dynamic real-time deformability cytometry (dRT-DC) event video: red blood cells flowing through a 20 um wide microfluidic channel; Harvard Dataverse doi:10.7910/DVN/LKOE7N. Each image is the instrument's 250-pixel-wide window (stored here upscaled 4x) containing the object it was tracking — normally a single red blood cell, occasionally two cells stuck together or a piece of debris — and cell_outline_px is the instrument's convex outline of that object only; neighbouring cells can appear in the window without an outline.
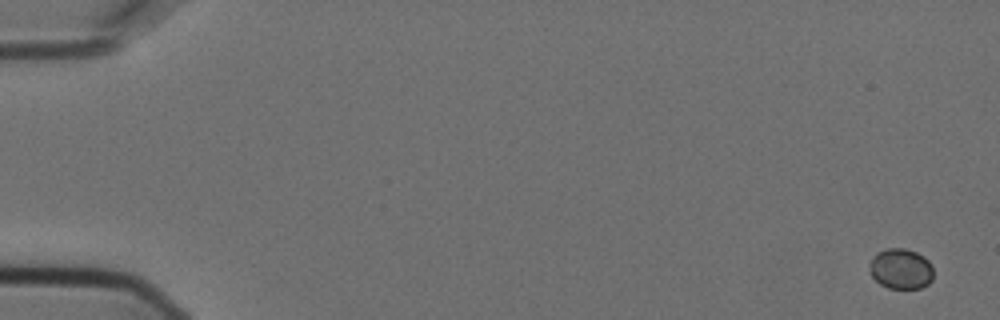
{"species": "Egyptian fruit bat (a non-hibernating species)", "species_latin": "Rousettus aegyptiacus", "temperature_condition": "cold", "stored_images_in_passage": 7, "camera_frame_rate_fps": 3000, "um_per_image_px": 0.085, "animal": {"sex": "female"}, "frame": {"image": 1, "passage_image": 1, "time_ms": 0.0, "image_size_px": [1000, 320], "cell_outline_px": [[932, 280], [928, 284], [920, 288], [888, 288], [880, 284], [872, 276], [868, 264], [872, 256], [876, 252], [888, 248], [904, 248], [916, 252], [924, 256], [932, 264]], "centroid_in_image_um": [76.56, 22.83], "position_along_channel_um": 8.4, "area_um2": 15.2}}
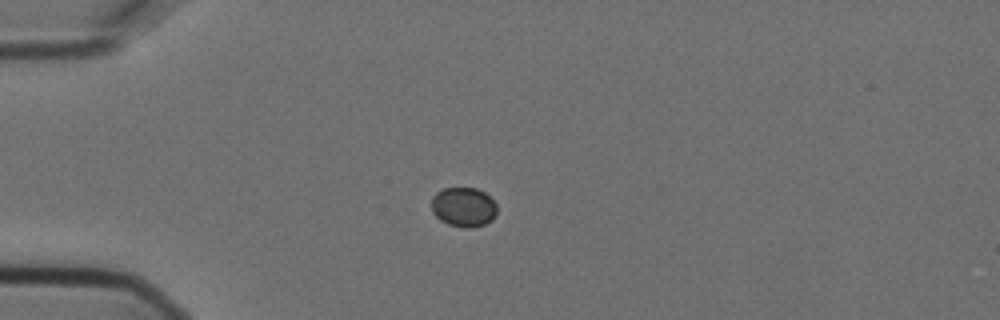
{"frame": {"image": 2, "passage_image": 5, "time_ms": 1.333, "image_size_px": [1000, 320], "cell_outline_px": [[496, 216], [492, 220], [484, 224], [472, 228], [464, 228], [448, 224], [440, 220], [432, 212], [432, 196], [436, 192], [444, 188], [476, 188], [484, 192], [496, 204]], "centroid_in_image_um": [39.39, 17.6], "position_along_channel_um": 45.6, "area_um2": 15.14}}
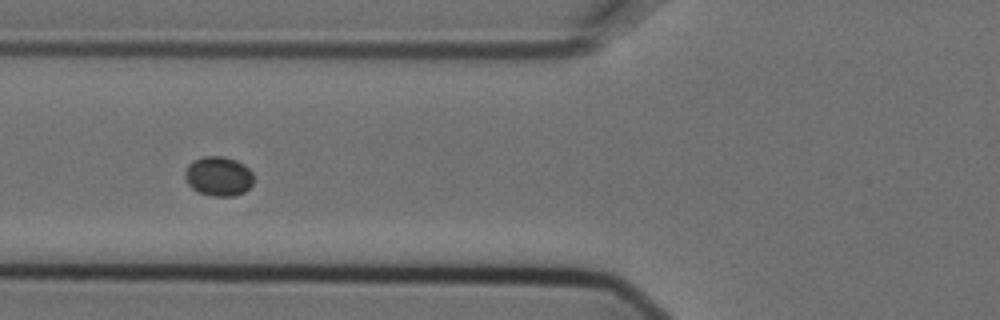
{"frame": {"image": 3, "passage_image": 7, "time_ms": 2.0, "image_size_px": [1000, 320], "cell_outline_px": [[252, 184], [244, 192], [232, 196], [212, 196], [200, 192], [192, 188], [184, 180], [184, 172], [188, 164], [192, 160], [204, 156], [224, 156], [236, 160], [244, 164], [252, 172]], "centroid_in_image_um": [18.54, 14.96], "position_along_channel_um": 107.3, "area_um2": 15.9}}